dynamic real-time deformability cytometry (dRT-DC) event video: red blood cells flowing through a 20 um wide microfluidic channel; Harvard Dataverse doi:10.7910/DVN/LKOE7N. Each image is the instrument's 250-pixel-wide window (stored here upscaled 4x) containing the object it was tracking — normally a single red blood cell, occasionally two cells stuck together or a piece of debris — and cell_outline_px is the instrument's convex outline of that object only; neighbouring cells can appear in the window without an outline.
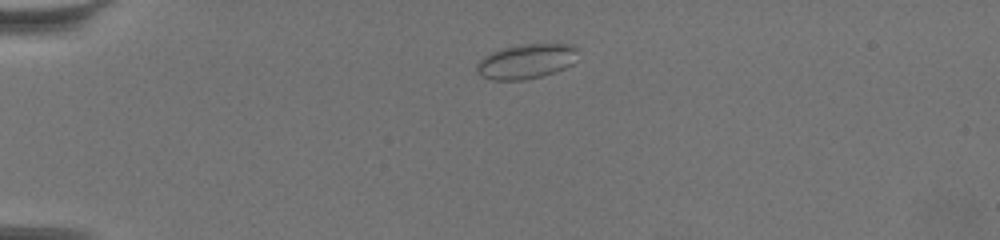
{"species": "common noctule bat (a hibernating species)", "species_latin": "Nyctalus noctula", "temperature_condition": "warm", "stored_images_in_passage": 47, "camera_frame_rate_fps": 3000, "um_per_image_px": 0.085, "animal": {"sex": "female", "body_mass_g": 19.5, "forearm_length_mm": 54.1}, "frame": {"image": 1, "passage_image": 1, "time_ms": 0.0, "image_size_px": [1000, 240], "cell_outline_px": [[576, 52], [572, 64], [564, 68], [540, 76], [524, 80], [492, 80], [484, 76], [476, 68], [476, 64], [484, 56], [500, 48], [516, 44], [572, 44], [576, 48]], "centroid_in_image_um": [44.7, 5.2], "position_along_channel_um": 40.3, "area_um2": 20.23}}
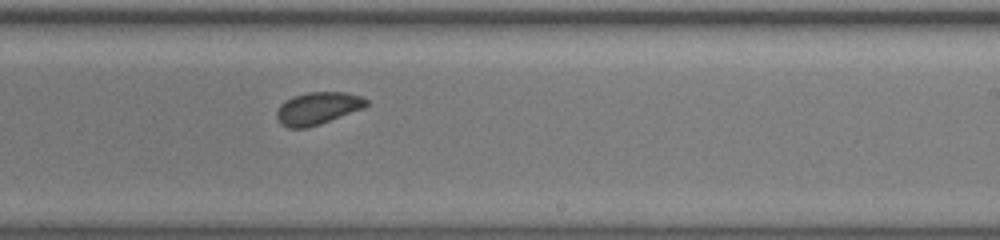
{"frame": {"image": 2, "passage_image": 25, "time_ms": 8.0, "image_size_px": [1000, 240], "cell_outline_px": [[368, 104], [364, 108], [320, 124], [304, 128], [288, 128], [280, 124], [276, 116], [276, 112], [280, 104], [284, 100], [292, 96], [308, 92], [348, 92], [360, 96], [368, 100]], "centroid_in_image_um": [26.98, 9.2], "position_along_channel_um": 262.0, "area_um2": 17.05}}
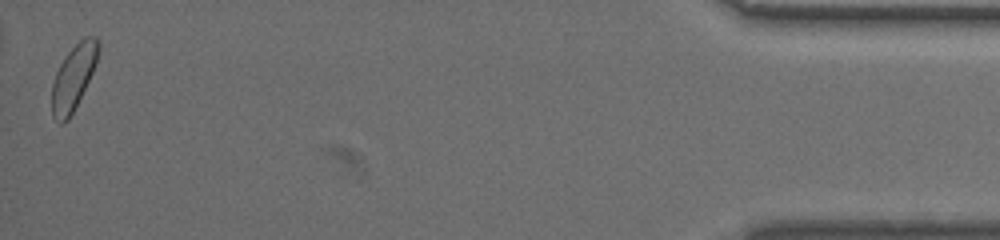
{"frame": {"image": 3, "passage_image": 47, "time_ms": 15.333, "image_size_px": [1000, 240], "cell_outline_px": [[100, 48], [92, 72], [68, 120], [64, 124], [60, 124], [52, 116], [52, 84], [56, 72], [64, 56], [84, 36], [96, 36], [100, 40]], "centroid_in_image_um": [6.24, 6.55], "position_along_channel_um": 429.0, "area_um2": 17.34}}